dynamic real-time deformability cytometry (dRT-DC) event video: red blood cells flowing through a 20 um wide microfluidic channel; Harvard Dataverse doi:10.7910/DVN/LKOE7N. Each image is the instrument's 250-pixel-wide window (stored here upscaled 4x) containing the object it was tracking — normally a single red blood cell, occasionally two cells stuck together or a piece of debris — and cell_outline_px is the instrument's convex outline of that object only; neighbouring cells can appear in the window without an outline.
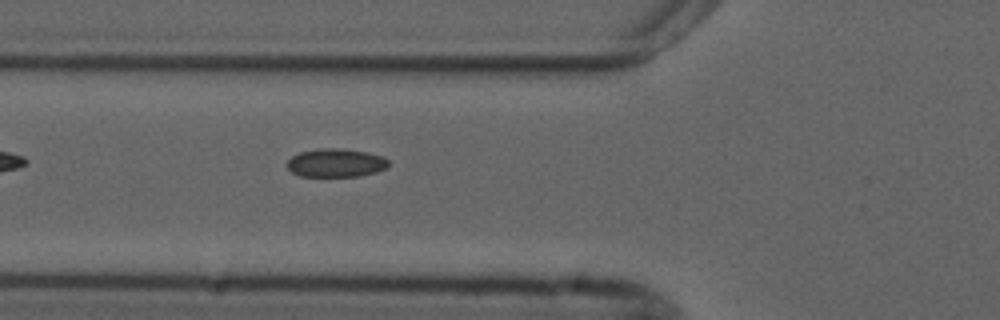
{"species": "common noctule bat (a hibernating species)", "species_latin": "Nyctalus noctula", "temperature_condition": "cold", "stored_images_in_passage": 39, "camera_frame_rate_fps": 3000, "um_per_image_px": 0.085, "animal": {"sex": "male", "forearm_length_mm": 52.5}, "frame": {"image": 1, "passage_image": 4, "time_ms": 1.0, "image_size_px": [1000, 320], "cell_outline_px": [[388, 168], [376, 172], [360, 176], [300, 176], [292, 172], [288, 168], [288, 160], [292, 156], [300, 152], [324, 148], [340, 148], [368, 152], [380, 156], [388, 160]], "centroid_in_image_um": [28.56, 13.85], "position_along_channel_um": 97.2, "area_um2": 16.7}}
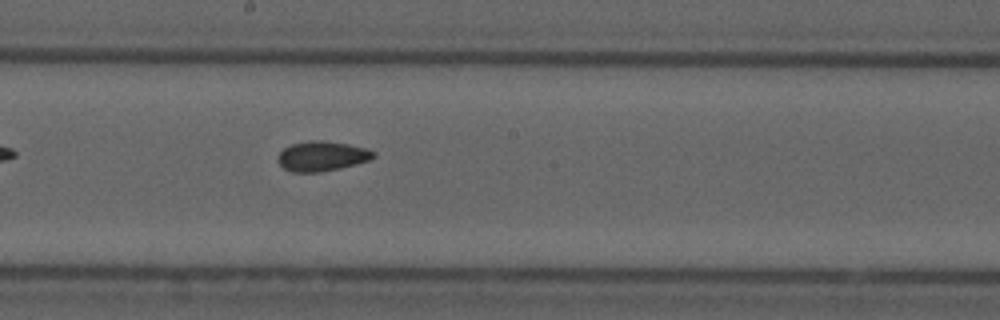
{"frame": {"image": 2, "passage_image": 14, "time_ms": 4.333, "image_size_px": [1000, 320], "cell_outline_px": [[376, 156], [372, 160], [340, 168], [320, 172], [292, 172], [284, 168], [276, 160], [276, 156], [284, 148], [292, 144], [308, 140], [324, 140], [348, 144], [368, 148], [376, 152]], "centroid_in_image_um": [27.39, 13.26], "position_along_channel_um": 220.8, "area_um2": 16.94}}
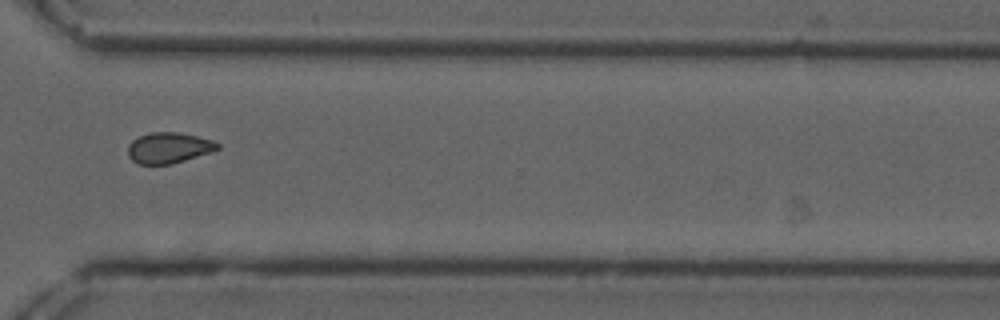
{"frame": {"image": 3, "passage_image": 25, "time_ms": 8.0, "image_size_px": [1000, 320], "cell_outline_px": [[220, 148], [212, 152], [172, 164], [136, 164], [128, 156], [128, 144], [132, 140], [140, 136], [152, 132], [180, 132], [212, 140], [220, 144]], "centroid_in_image_um": [14.34, 12.57], "position_along_channel_um": 356.3, "area_um2": 16.18}, "authors_computed_cell_mechanics": {"area_um2": 16.3574, "velocity_mm_per_s": 3.6943, "shape_relaxation_time_tau1_ms": null, "shape_relaxation_time_tau2_ms": 2.7255, "deformation_change_tau1": null, "deformation_change_tau2": 0.0657}}